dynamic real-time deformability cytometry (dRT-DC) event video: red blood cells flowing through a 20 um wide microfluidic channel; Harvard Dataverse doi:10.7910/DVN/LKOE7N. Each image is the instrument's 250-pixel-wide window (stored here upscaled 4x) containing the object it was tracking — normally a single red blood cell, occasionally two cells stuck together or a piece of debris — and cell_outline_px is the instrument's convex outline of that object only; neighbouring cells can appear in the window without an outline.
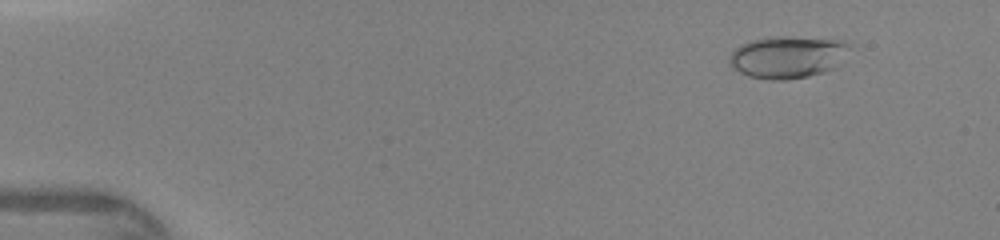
{"species": "human", "species_latin": "Homo sapiens", "temperature_condition": "warm", "stored_images_in_passage": 42, "camera_frame_rate_fps": 3000, "um_per_image_px": 0.085, "donor": {"sex": "female"}, "frame": {"image": 1, "passage_image": 1, "time_ms": 0.0, "image_size_px": [1000, 240], "cell_outline_px": [[848, 48], [836, 68], [824, 72], [808, 76], [788, 80], [768, 80], [748, 76], [732, 68], [728, 64], [728, 56], [740, 44], [748, 40], [776, 36], [784, 36], [844, 40], [848, 44]], "centroid_in_image_um": [66.88, 4.85], "position_along_channel_um": 18.1, "area_um2": 29.77}}
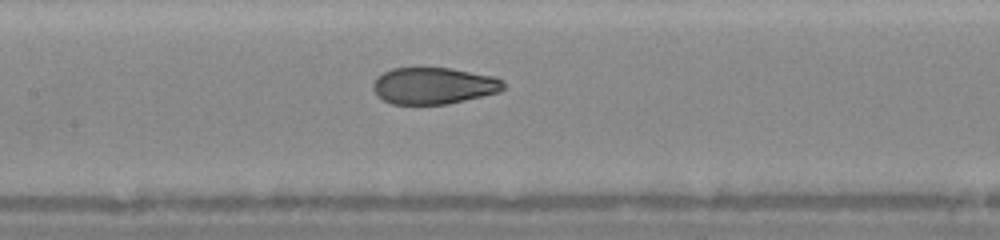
{"frame": {"image": 2, "passage_image": 19, "time_ms": 6.0, "image_size_px": [1000, 240], "cell_outline_px": [[504, 88], [500, 92], [448, 104], [392, 104], [376, 96], [372, 88], [372, 84], [376, 76], [392, 68], [452, 68], [492, 76], [504, 80]], "centroid_in_image_um": [36.84, 7.29], "position_along_channel_um": 170.6, "area_um2": 28.03}}
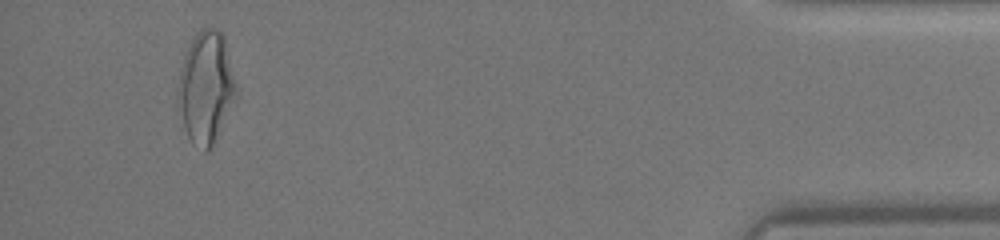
{"frame": {"image": 3, "passage_image": 40, "time_ms": 13.0, "image_size_px": [1000, 240], "cell_outline_px": [[236, 96], [208, 152], [204, 152], [192, 144], [188, 136], [176, 104], [176, 92], [180, 68], [184, 56], [196, 32], [200, 28], [216, 28], [224, 36], [236, 84]], "centroid_in_image_um": [17.46, 7.42], "position_along_channel_um": 417.7, "area_um2": 37.69}}